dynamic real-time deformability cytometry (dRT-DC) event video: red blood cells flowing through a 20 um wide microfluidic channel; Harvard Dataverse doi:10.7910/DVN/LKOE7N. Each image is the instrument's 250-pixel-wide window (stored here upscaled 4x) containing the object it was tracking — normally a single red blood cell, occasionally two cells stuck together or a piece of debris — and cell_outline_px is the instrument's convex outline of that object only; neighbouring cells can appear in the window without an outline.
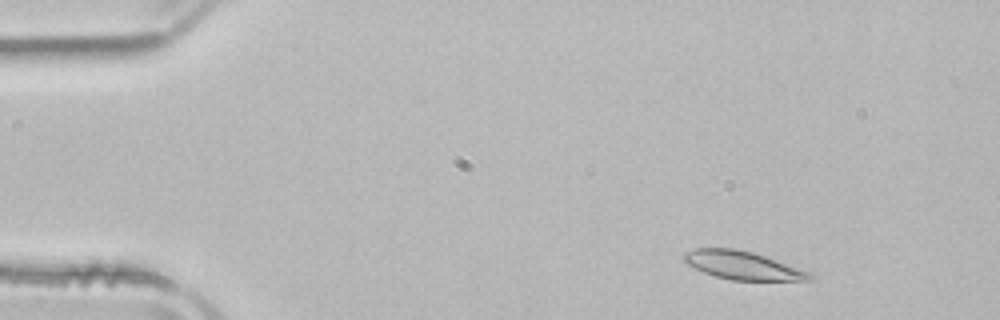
{"species": "common noctule bat (a hibernating species)", "species_latin": "Nyctalus noctula", "temperature_condition": "room temperature", "stored_images_in_passage": 50, "camera_frame_rate_fps": 3000, "um_per_image_px": 0.085, "animal": {"sex": "male", "body_mass_g": 21.5, "forearm_length_mm": 52.0}, "frame": {"image": 1, "passage_image": 4, "time_ms": 1.0, "image_size_px": [1000, 320], "cell_outline_px": [[812, 280], [732, 280], [716, 276], [704, 272], [680, 260], [680, 256], [684, 252], [696, 248], [736, 248], [752, 252], [764, 256], [808, 272], [812, 276]], "centroid_in_image_um": [63.01, 22.54], "position_along_channel_um": 22.0, "area_um2": 20.4}}
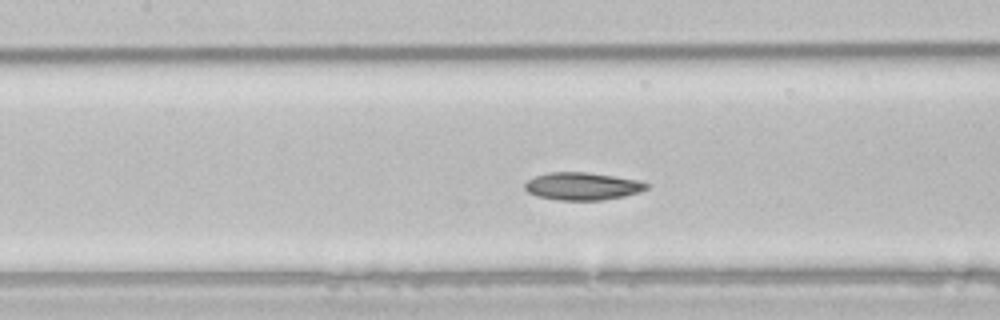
{"frame": {"image": 2, "passage_image": 21, "time_ms": 6.667, "image_size_px": [1000, 320], "cell_outline_px": [[648, 188], [640, 192], [624, 196], [604, 200], [556, 200], [536, 196], [528, 192], [524, 188], [524, 184], [532, 176], [548, 172], [588, 172], [640, 180], [648, 184]], "centroid_in_image_um": [49.48, 15.82], "position_along_channel_um": 157.9, "area_um2": 19.83}}
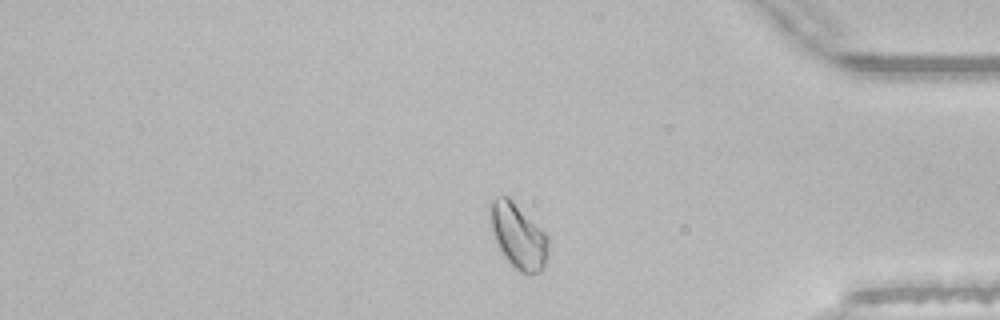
{"frame": {"image": 3, "passage_image": 41, "time_ms": 13.333, "image_size_px": [1000, 320], "cell_outline_px": [[548, 252], [544, 268], [540, 272], [528, 276], [512, 268], [504, 256], [496, 240], [492, 228], [492, 200], [496, 196], [508, 196], [548, 236]], "centroid_in_image_um": [44.1, 20.14], "position_along_channel_um": 391.1, "area_um2": 21.62}, "authors_computed_cell_mechanics": {"area_um2": 20.6057, "velocity_mm_per_s": 3.8744, "shape_relaxation_time_tau1_ms": 8.4896, "shape_relaxation_time_tau2_ms": 4.38, "deformation_change_tau1": 0.1617, "deformation_change_tau2": 0.0667}}